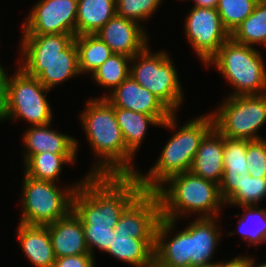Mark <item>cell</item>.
Here are the masks:
<instances>
[{
	"mask_svg": "<svg viewBox=\"0 0 266 267\" xmlns=\"http://www.w3.org/2000/svg\"><path fill=\"white\" fill-rule=\"evenodd\" d=\"M80 116L91 151L99 158L86 175L135 176V155L126 147L113 106L104 97L90 99Z\"/></svg>",
	"mask_w": 266,
	"mask_h": 267,
	"instance_id": "cell-1",
	"label": "cell"
},
{
	"mask_svg": "<svg viewBox=\"0 0 266 267\" xmlns=\"http://www.w3.org/2000/svg\"><path fill=\"white\" fill-rule=\"evenodd\" d=\"M217 219L194 218L170 239L168 235L173 233L177 221L161 217L155 234L154 267H198L213 263L212 255L221 236Z\"/></svg>",
	"mask_w": 266,
	"mask_h": 267,
	"instance_id": "cell-2",
	"label": "cell"
},
{
	"mask_svg": "<svg viewBox=\"0 0 266 267\" xmlns=\"http://www.w3.org/2000/svg\"><path fill=\"white\" fill-rule=\"evenodd\" d=\"M143 192L135 176H85L75 190L72 210L82 225L114 229L121 214Z\"/></svg>",
	"mask_w": 266,
	"mask_h": 267,
	"instance_id": "cell-3",
	"label": "cell"
},
{
	"mask_svg": "<svg viewBox=\"0 0 266 267\" xmlns=\"http://www.w3.org/2000/svg\"><path fill=\"white\" fill-rule=\"evenodd\" d=\"M19 67L47 88L79 74L78 50L71 34L22 35Z\"/></svg>",
	"mask_w": 266,
	"mask_h": 267,
	"instance_id": "cell-4",
	"label": "cell"
},
{
	"mask_svg": "<svg viewBox=\"0 0 266 267\" xmlns=\"http://www.w3.org/2000/svg\"><path fill=\"white\" fill-rule=\"evenodd\" d=\"M214 127L213 117L203 114L178 127L167 141L156 164L144 175L137 171L135 177L144 192H155L170 177L190 171L195 154L204 136Z\"/></svg>",
	"mask_w": 266,
	"mask_h": 267,
	"instance_id": "cell-5",
	"label": "cell"
},
{
	"mask_svg": "<svg viewBox=\"0 0 266 267\" xmlns=\"http://www.w3.org/2000/svg\"><path fill=\"white\" fill-rule=\"evenodd\" d=\"M155 193L160 199L161 217L175 221L192 212H200L201 218L218 217L221 206H225L219 185L191 171L170 177Z\"/></svg>",
	"mask_w": 266,
	"mask_h": 267,
	"instance_id": "cell-6",
	"label": "cell"
},
{
	"mask_svg": "<svg viewBox=\"0 0 266 267\" xmlns=\"http://www.w3.org/2000/svg\"><path fill=\"white\" fill-rule=\"evenodd\" d=\"M253 46L235 42L231 37L206 62L230 83L234 92L229 96L266 93V66L260 51Z\"/></svg>",
	"mask_w": 266,
	"mask_h": 267,
	"instance_id": "cell-7",
	"label": "cell"
},
{
	"mask_svg": "<svg viewBox=\"0 0 266 267\" xmlns=\"http://www.w3.org/2000/svg\"><path fill=\"white\" fill-rule=\"evenodd\" d=\"M22 215L20 223L26 225L46 226L65 217L72 210V199L82 181L71 187L60 189L52 181L37 180L23 175Z\"/></svg>",
	"mask_w": 266,
	"mask_h": 267,
	"instance_id": "cell-8",
	"label": "cell"
},
{
	"mask_svg": "<svg viewBox=\"0 0 266 267\" xmlns=\"http://www.w3.org/2000/svg\"><path fill=\"white\" fill-rule=\"evenodd\" d=\"M130 76L157 96L173 113L182 105V85L178 71L165 51L152 52L147 46L131 58Z\"/></svg>",
	"mask_w": 266,
	"mask_h": 267,
	"instance_id": "cell-9",
	"label": "cell"
},
{
	"mask_svg": "<svg viewBox=\"0 0 266 267\" xmlns=\"http://www.w3.org/2000/svg\"><path fill=\"white\" fill-rule=\"evenodd\" d=\"M211 115L214 127L225 138L249 141L264 139L257 131L266 124V93L227 96Z\"/></svg>",
	"mask_w": 266,
	"mask_h": 267,
	"instance_id": "cell-10",
	"label": "cell"
},
{
	"mask_svg": "<svg viewBox=\"0 0 266 267\" xmlns=\"http://www.w3.org/2000/svg\"><path fill=\"white\" fill-rule=\"evenodd\" d=\"M47 89L37 77L25 73L19 66L7 79V119H23L31 126L52 122V110L47 99Z\"/></svg>",
	"mask_w": 266,
	"mask_h": 267,
	"instance_id": "cell-11",
	"label": "cell"
},
{
	"mask_svg": "<svg viewBox=\"0 0 266 267\" xmlns=\"http://www.w3.org/2000/svg\"><path fill=\"white\" fill-rule=\"evenodd\" d=\"M189 12L184 33L196 55L206 64L230 38V33L223 26L216 8L192 6Z\"/></svg>",
	"mask_w": 266,
	"mask_h": 267,
	"instance_id": "cell-12",
	"label": "cell"
},
{
	"mask_svg": "<svg viewBox=\"0 0 266 267\" xmlns=\"http://www.w3.org/2000/svg\"><path fill=\"white\" fill-rule=\"evenodd\" d=\"M78 0H39L22 25V35L76 36Z\"/></svg>",
	"mask_w": 266,
	"mask_h": 267,
	"instance_id": "cell-13",
	"label": "cell"
},
{
	"mask_svg": "<svg viewBox=\"0 0 266 267\" xmlns=\"http://www.w3.org/2000/svg\"><path fill=\"white\" fill-rule=\"evenodd\" d=\"M161 219V204L155 192H142L121 214L115 232L129 233L135 239H155Z\"/></svg>",
	"mask_w": 266,
	"mask_h": 267,
	"instance_id": "cell-14",
	"label": "cell"
},
{
	"mask_svg": "<svg viewBox=\"0 0 266 267\" xmlns=\"http://www.w3.org/2000/svg\"><path fill=\"white\" fill-rule=\"evenodd\" d=\"M104 98L113 106L155 117L161 124L173 112L148 89L143 88L131 76L126 78Z\"/></svg>",
	"mask_w": 266,
	"mask_h": 267,
	"instance_id": "cell-15",
	"label": "cell"
},
{
	"mask_svg": "<svg viewBox=\"0 0 266 267\" xmlns=\"http://www.w3.org/2000/svg\"><path fill=\"white\" fill-rule=\"evenodd\" d=\"M113 53L133 57L148 46V34L141 24L115 15L96 33Z\"/></svg>",
	"mask_w": 266,
	"mask_h": 267,
	"instance_id": "cell-16",
	"label": "cell"
},
{
	"mask_svg": "<svg viewBox=\"0 0 266 267\" xmlns=\"http://www.w3.org/2000/svg\"><path fill=\"white\" fill-rule=\"evenodd\" d=\"M51 123L31 126L23 134L24 164L36 154L50 152L54 154H77L78 140L59 131L50 129Z\"/></svg>",
	"mask_w": 266,
	"mask_h": 267,
	"instance_id": "cell-17",
	"label": "cell"
},
{
	"mask_svg": "<svg viewBox=\"0 0 266 267\" xmlns=\"http://www.w3.org/2000/svg\"><path fill=\"white\" fill-rule=\"evenodd\" d=\"M56 258L90 254L82 222L71 210L65 217L46 225Z\"/></svg>",
	"mask_w": 266,
	"mask_h": 267,
	"instance_id": "cell-18",
	"label": "cell"
},
{
	"mask_svg": "<svg viewBox=\"0 0 266 267\" xmlns=\"http://www.w3.org/2000/svg\"><path fill=\"white\" fill-rule=\"evenodd\" d=\"M247 140L224 137V172L219 193L224 204L239 190L249 168L246 162Z\"/></svg>",
	"mask_w": 266,
	"mask_h": 267,
	"instance_id": "cell-19",
	"label": "cell"
},
{
	"mask_svg": "<svg viewBox=\"0 0 266 267\" xmlns=\"http://www.w3.org/2000/svg\"><path fill=\"white\" fill-rule=\"evenodd\" d=\"M224 136L213 127L202 139L190 171L220 184L224 172Z\"/></svg>",
	"mask_w": 266,
	"mask_h": 267,
	"instance_id": "cell-20",
	"label": "cell"
},
{
	"mask_svg": "<svg viewBox=\"0 0 266 267\" xmlns=\"http://www.w3.org/2000/svg\"><path fill=\"white\" fill-rule=\"evenodd\" d=\"M120 127L126 147L135 154L142 144L143 138L147 132V127L151 124L154 126L166 127L168 129H176L177 119L176 113H173L164 123H160L155 117L137 113L129 109L113 107Z\"/></svg>",
	"mask_w": 266,
	"mask_h": 267,
	"instance_id": "cell-21",
	"label": "cell"
},
{
	"mask_svg": "<svg viewBox=\"0 0 266 267\" xmlns=\"http://www.w3.org/2000/svg\"><path fill=\"white\" fill-rule=\"evenodd\" d=\"M18 241L25 256L36 267H53L55 254L47 226L19 223Z\"/></svg>",
	"mask_w": 266,
	"mask_h": 267,
	"instance_id": "cell-22",
	"label": "cell"
},
{
	"mask_svg": "<svg viewBox=\"0 0 266 267\" xmlns=\"http://www.w3.org/2000/svg\"><path fill=\"white\" fill-rule=\"evenodd\" d=\"M155 239H135L129 233L115 232L105 253L134 267H154Z\"/></svg>",
	"mask_w": 266,
	"mask_h": 267,
	"instance_id": "cell-23",
	"label": "cell"
},
{
	"mask_svg": "<svg viewBox=\"0 0 266 267\" xmlns=\"http://www.w3.org/2000/svg\"><path fill=\"white\" fill-rule=\"evenodd\" d=\"M116 15V0H78L76 36L95 34Z\"/></svg>",
	"mask_w": 266,
	"mask_h": 267,
	"instance_id": "cell-24",
	"label": "cell"
},
{
	"mask_svg": "<svg viewBox=\"0 0 266 267\" xmlns=\"http://www.w3.org/2000/svg\"><path fill=\"white\" fill-rule=\"evenodd\" d=\"M77 154H54L43 152L33 155L24 164V173L37 180L57 182L63 165L74 164Z\"/></svg>",
	"mask_w": 266,
	"mask_h": 267,
	"instance_id": "cell-25",
	"label": "cell"
},
{
	"mask_svg": "<svg viewBox=\"0 0 266 267\" xmlns=\"http://www.w3.org/2000/svg\"><path fill=\"white\" fill-rule=\"evenodd\" d=\"M78 50L79 74L93 73L112 54L109 46L96 34H82L74 37Z\"/></svg>",
	"mask_w": 266,
	"mask_h": 267,
	"instance_id": "cell-26",
	"label": "cell"
},
{
	"mask_svg": "<svg viewBox=\"0 0 266 267\" xmlns=\"http://www.w3.org/2000/svg\"><path fill=\"white\" fill-rule=\"evenodd\" d=\"M230 37L237 43L266 46V1L257 2L253 12L232 32Z\"/></svg>",
	"mask_w": 266,
	"mask_h": 267,
	"instance_id": "cell-27",
	"label": "cell"
},
{
	"mask_svg": "<svg viewBox=\"0 0 266 267\" xmlns=\"http://www.w3.org/2000/svg\"><path fill=\"white\" fill-rule=\"evenodd\" d=\"M131 57L113 53L92 74V79L102 88L113 91L130 76Z\"/></svg>",
	"mask_w": 266,
	"mask_h": 267,
	"instance_id": "cell-28",
	"label": "cell"
},
{
	"mask_svg": "<svg viewBox=\"0 0 266 267\" xmlns=\"http://www.w3.org/2000/svg\"><path fill=\"white\" fill-rule=\"evenodd\" d=\"M244 213L241 218H238V230L228 232V235H233L240 232L242 239L246 240L248 245L266 244V209L254 206H242ZM240 219V220H239Z\"/></svg>",
	"mask_w": 266,
	"mask_h": 267,
	"instance_id": "cell-29",
	"label": "cell"
},
{
	"mask_svg": "<svg viewBox=\"0 0 266 267\" xmlns=\"http://www.w3.org/2000/svg\"><path fill=\"white\" fill-rule=\"evenodd\" d=\"M256 0H219L217 11L225 29L232 32L253 12Z\"/></svg>",
	"mask_w": 266,
	"mask_h": 267,
	"instance_id": "cell-30",
	"label": "cell"
},
{
	"mask_svg": "<svg viewBox=\"0 0 266 267\" xmlns=\"http://www.w3.org/2000/svg\"><path fill=\"white\" fill-rule=\"evenodd\" d=\"M266 198V178H254L249 174L243 179L239 189L225 204L231 206L259 205Z\"/></svg>",
	"mask_w": 266,
	"mask_h": 267,
	"instance_id": "cell-31",
	"label": "cell"
},
{
	"mask_svg": "<svg viewBox=\"0 0 266 267\" xmlns=\"http://www.w3.org/2000/svg\"><path fill=\"white\" fill-rule=\"evenodd\" d=\"M163 0H116V15L135 21L147 20ZM140 21V22H139Z\"/></svg>",
	"mask_w": 266,
	"mask_h": 267,
	"instance_id": "cell-32",
	"label": "cell"
},
{
	"mask_svg": "<svg viewBox=\"0 0 266 267\" xmlns=\"http://www.w3.org/2000/svg\"><path fill=\"white\" fill-rule=\"evenodd\" d=\"M246 162L250 176L266 178V139L247 140Z\"/></svg>",
	"mask_w": 266,
	"mask_h": 267,
	"instance_id": "cell-33",
	"label": "cell"
},
{
	"mask_svg": "<svg viewBox=\"0 0 266 267\" xmlns=\"http://www.w3.org/2000/svg\"><path fill=\"white\" fill-rule=\"evenodd\" d=\"M88 250L94 256V250L106 252L113 241V228L109 226L82 225Z\"/></svg>",
	"mask_w": 266,
	"mask_h": 267,
	"instance_id": "cell-34",
	"label": "cell"
},
{
	"mask_svg": "<svg viewBox=\"0 0 266 267\" xmlns=\"http://www.w3.org/2000/svg\"><path fill=\"white\" fill-rule=\"evenodd\" d=\"M94 256L82 254L56 258L53 267H95Z\"/></svg>",
	"mask_w": 266,
	"mask_h": 267,
	"instance_id": "cell-35",
	"label": "cell"
},
{
	"mask_svg": "<svg viewBox=\"0 0 266 267\" xmlns=\"http://www.w3.org/2000/svg\"><path fill=\"white\" fill-rule=\"evenodd\" d=\"M7 79H8V73L0 63V120L1 121L2 120L4 121L6 115Z\"/></svg>",
	"mask_w": 266,
	"mask_h": 267,
	"instance_id": "cell-36",
	"label": "cell"
},
{
	"mask_svg": "<svg viewBox=\"0 0 266 267\" xmlns=\"http://www.w3.org/2000/svg\"><path fill=\"white\" fill-rule=\"evenodd\" d=\"M250 265V258L249 256H236L235 258H232L231 260L225 261V262H218V267H249Z\"/></svg>",
	"mask_w": 266,
	"mask_h": 267,
	"instance_id": "cell-37",
	"label": "cell"
},
{
	"mask_svg": "<svg viewBox=\"0 0 266 267\" xmlns=\"http://www.w3.org/2000/svg\"><path fill=\"white\" fill-rule=\"evenodd\" d=\"M219 0H194L195 7L216 8Z\"/></svg>",
	"mask_w": 266,
	"mask_h": 267,
	"instance_id": "cell-38",
	"label": "cell"
},
{
	"mask_svg": "<svg viewBox=\"0 0 266 267\" xmlns=\"http://www.w3.org/2000/svg\"><path fill=\"white\" fill-rule=\"evenodd\" d=\"M254 257H250V265L249 267H266V262L265 263H259V265H256L254 259Z\"/></svg>",
	"mask_w": 266,
	"mask_h": 267,
	"instance_id": "cell-39",
	"label": "cell"
},
{
	"mask_svg": "<svg viewBox=\"0 0 266 267\" xmlns=\"http://www.w3.org/2000/svg\"><path fill=\"white\" fill-rule=\"evenodd\" d=\"M198 267H218V262H214L211 264L202 265V266H198Z\"/></svg>",
	"mask_w": 266,
	"mask_h": 267,
	"instance_id": "cell-40",
	"label": "cell"
},
{
	"mask_svg": "<svg viewBox=\"0 0 266 267\" xmlns=\"http://www.w3.org/2000/svg\"><path fill=\"white\" fill-rule=\"evenodd\" d=\"M257 2H264V1H266V0H256Z\"/></svg>",
	"mask_w": 266,
	"mask_h": 267,
	"instance_id": "cell-41",
	"label": "cell"
}]
</instances>
